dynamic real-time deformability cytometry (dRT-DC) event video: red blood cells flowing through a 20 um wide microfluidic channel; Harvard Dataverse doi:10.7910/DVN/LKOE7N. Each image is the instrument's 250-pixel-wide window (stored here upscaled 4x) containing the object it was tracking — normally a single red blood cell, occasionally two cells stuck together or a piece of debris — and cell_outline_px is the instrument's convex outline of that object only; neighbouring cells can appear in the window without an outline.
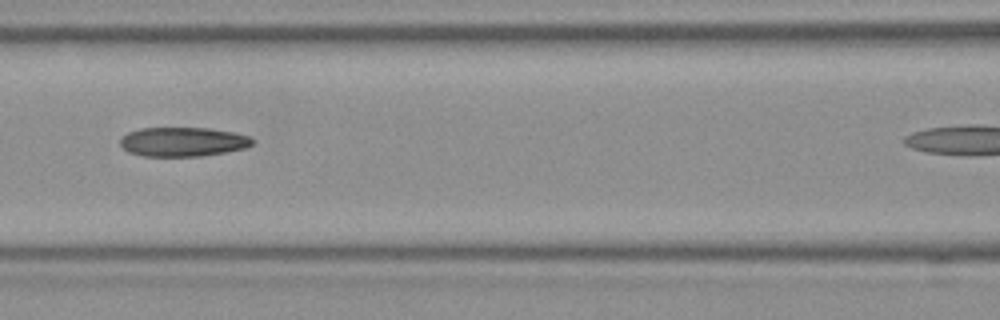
{"species": "Egyptian fruit bat (a non-hibernating species)", "species_latin": "Rousettus aegyptiacus", "temperature_condition": "room temperature", "stored_images_in_passage": 5, "camera_frame_rate_fps": 3000, "um_per_image_px": 0.085, "frame": {"image": 1, "passage_image": 3, "time_ms": 0.667, "image_size_px": [1000, 320], "cell_outline_px": [[256, 140], [252, 144], [244, 148], [224, 152], [200, 156], [144, 156], [128, 152], [120, 144], [120, 140], [128, 132], [140, 128], [208, 128], [232, 132], [252, 136]], "centroid_in_image_um": [15.57, 12.05], "position_along_channel_um": 151.0, "area_um2": 22.48}}
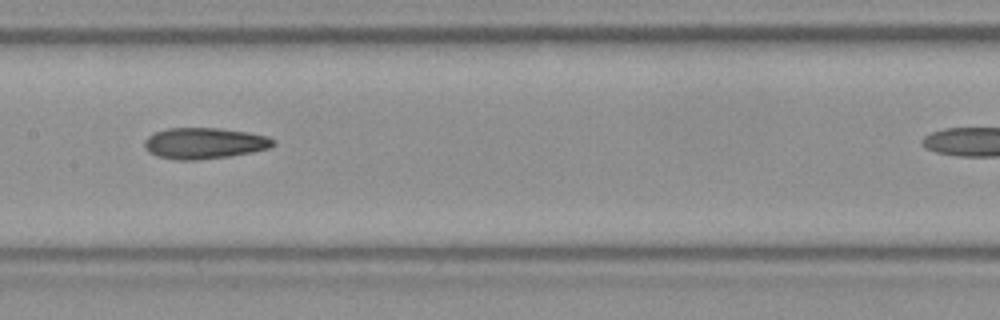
{"frame": {"image": 2, "passage_image": 4, "time_ms": 1.0, "image_size_px": [1000, 320], "cell_outline_px": [[276, 144], [268, 148], [252, 152], [228, 156], [196, 160], [176, 160], [156, 156], [148, 152], [144, 148], [144, 140], [148, 136], [156, 132], [168, 128], [220, 128], [248, 132], [268, 136], [276, 140]], "centroid_in_image_um": [17.36, 12.17], "position_along_channel_um": 190.0, "area_um2": 23.47}}